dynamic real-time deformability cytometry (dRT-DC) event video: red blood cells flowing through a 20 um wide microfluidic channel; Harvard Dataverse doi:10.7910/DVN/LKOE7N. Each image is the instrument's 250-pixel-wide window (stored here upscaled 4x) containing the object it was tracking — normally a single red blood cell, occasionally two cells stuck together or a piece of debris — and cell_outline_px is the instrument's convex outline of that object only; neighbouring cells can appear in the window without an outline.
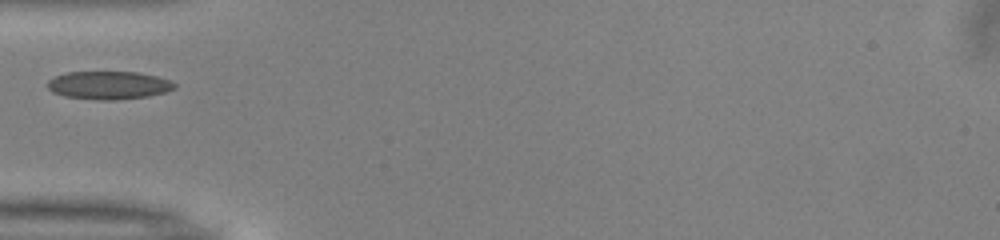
{"species": "common noctule bat (a hibernating species)", "species_latin": "Nyctalus noctula", "temperature_condition": "warm", "stored_images_in_passage": 24, "camera_frame_rate_fps": 3000, "um_per_image_px": 0.085, "animal": {"sex": "male", "body_mass_g": 13.0, "forearm_length_mm": 53.1}, "frame": {"image": 1, "passage_image": 1, "time_ms": 0.0, "image_size_px": [1000, 240], "cell_outline_px": [[176, 88], [164, 92], [148, 96], [112, 100], [96, 100], [64, 96], [52, 92], [48, 88], [48, 80], [56, 76], [68, 72], [140, 72], [172, 80], [176, 84]], "centroid_in_image_um": [9.26, 7.24], "position_along_channel_um": 75.7, "area_um2": 20.81}}
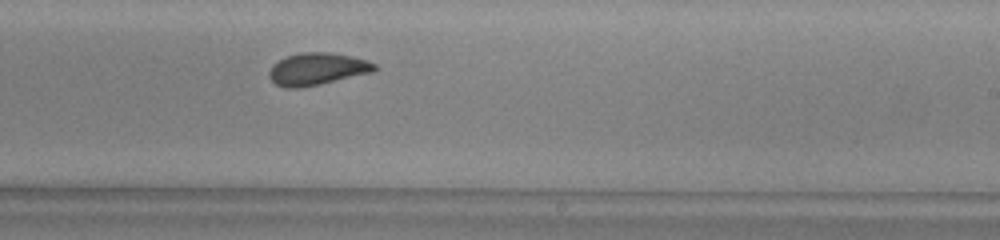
{"frame": {"image": 2, "passage_image": 15, "time_ms": 4.667, "image_size_px": [1000, 240], "cell_outline_px": [[380, 68], [376, 72], [320, 84], [300, 88], [288, 88], [276, 84], [268, 76], [268, 72], [272, 64], [288, 56], [300, 52], [328, 52], [352, 56], [368, 60], [376, 64]], "centroid_in_image_um": [27.02, 5.86], "position_along_channel_um": 262.0, "area_um2": 20.06}}
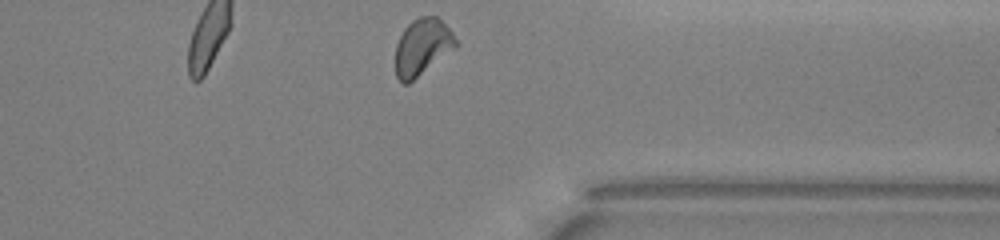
{"frame": {"image": 3, "passage_image": 24, "time_ms": 7.667, "image_size_px": [1000, 240], "cell_outline_px": [[460, 44], [408, 84], [404, 84], [396, 76], [396, 44], [404, 28], [412, 20], [420, 16], [436, 16], [452, 32]], "centroid_in_image_um": [35.9, 3.98], "position_along_channel_um": 375.5, "area_um2": 19.77}}